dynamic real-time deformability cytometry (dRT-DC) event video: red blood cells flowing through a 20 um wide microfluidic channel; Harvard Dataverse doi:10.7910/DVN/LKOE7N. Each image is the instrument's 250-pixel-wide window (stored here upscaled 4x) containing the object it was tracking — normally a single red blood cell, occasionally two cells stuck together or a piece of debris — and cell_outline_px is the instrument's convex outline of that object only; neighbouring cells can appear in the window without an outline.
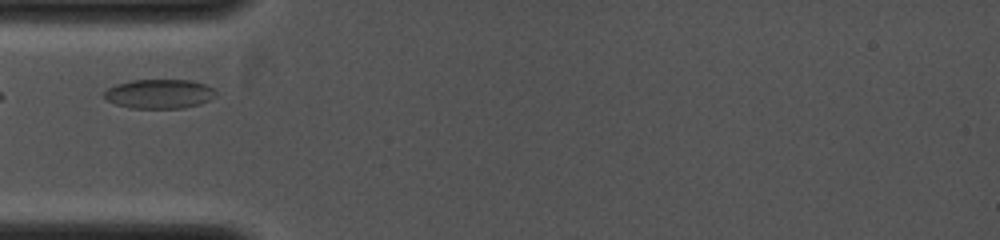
{"species": "common noctule bat (a hibernating species)", "species_latin": "Nyctalus noctula", "temperature_condition": "cold", "stored_images_in_passage": 45, "camera_frame_rate_fps": 4000, "um_per_image_px": 0.085, "animal": {"sex": "female", "body_mass_g": 19.0, "forearm_length_mm": 53.3}, "frame": {"image": 1, "passage_image": 1, "time_ms": 0.0, "image_size_px": [1000, 240], "cell_outline_px": [[212, 96], [208, 100], [200, 104], [184, 108], [132, 108], [116, 104], [108, 100], [104, 96], [104, 92], [108, 88], [116, 84], [128, 80], [188, 80], [204, 84], [212, 88]], "centroid_in_image_um": [13.48, 7.97], "position_along_channel_um": 71.5, "area_um2": 18.73}}